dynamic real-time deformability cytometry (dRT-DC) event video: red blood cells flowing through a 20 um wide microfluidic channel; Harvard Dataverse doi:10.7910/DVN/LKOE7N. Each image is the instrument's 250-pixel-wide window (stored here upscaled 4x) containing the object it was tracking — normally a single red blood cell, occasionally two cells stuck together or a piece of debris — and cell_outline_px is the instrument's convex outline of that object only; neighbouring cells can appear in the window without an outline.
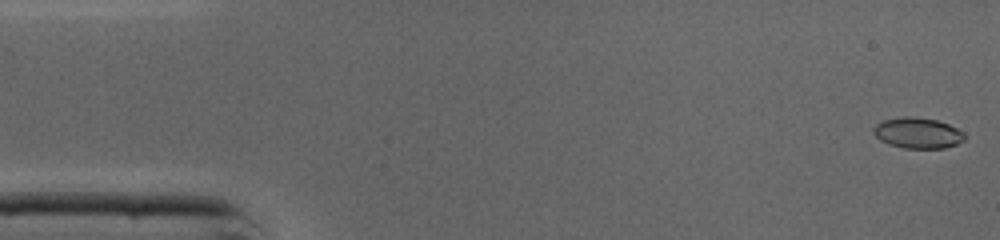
{"species": "common noctule bat (a hibernating species)", "species_latin": "Nyctalus noctula", "temperature_condition": "cold", "stored_images_in_passage": 45, "camera_frame_rate_fps": 3000, "um_per_image_px": 0.085, "animal": {"sex": "male", "body_mass_g": 19.0, "forearm_length_mm": 50.8}, "frame": {"image": 1, "passage_image": 1, "time_ms": 0.0, "image_size_px": [1000, 240], "cell_outline_px": [[964, 140], [956, 144], [944, 148], [904, 148], [888, 144], [880, 140], [872, 132], [872, 128], [876, 124], [884, 120], [904, 116], [912, 116], [936, 120], [948, 124], [964, 132]], "centroid_in_image_um": [77.98, 11.3], "position_along_channel_um": 7.0, "area_um2": 16.3}}
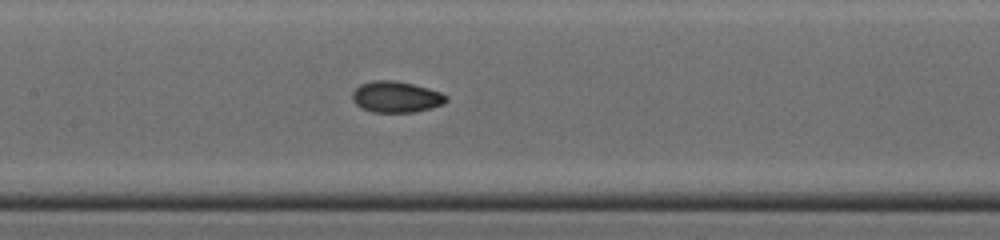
{"frame": {"image": 2, "passage_image": 21, "time_ms": 6.667, "image_size_px": [1000, 240], "cell_outline_px": [[448, 100], [444, 104], [432, 108], [416, 112], [372, 112], [360, 108], [352, 100], [352, 92], [360, 84], [372, 80], [392, 80], [412, 84], [428, 88], [440, 92], [448, 96]], "centroid_in_image_um": [33.67, 8.24], "position_along_channel_um": 173.7, "area_um2": 17.22}}
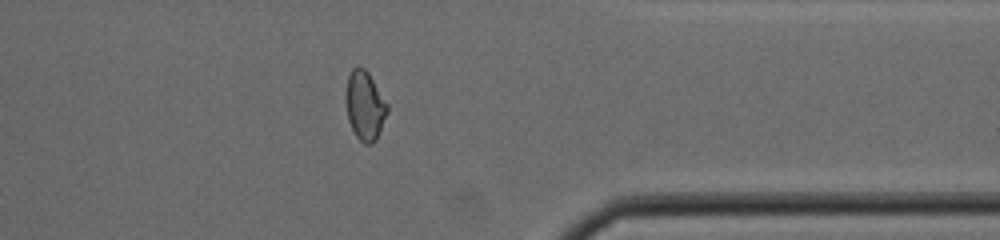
{"frame": {"image": 3, "passage_image": 36, "time_ms": 11.667, "image_size_px": [1000, 240], "cell_outline_px": [[388, 112], [376, 140], [372, 144], [364, 144], [356, 136], [348, 120], [348, 76], [352, 68], [356, 64], [364, 68], [368, 72], [388, 104]], "centroid_in_image_um": [31.05, 8.98], "position_along_channel_um": 380.3, "area_um2": 16.3}, "authors_computed_cell_mechanics": {"area_um2": 16.6464, "velocity_mm_per_s": 4.3945, "shape_relaxation_time_tau1_ms": null, "shape_relaxation_time_tau2_ms": 1.3971, "deformation_change_tau1": null, "deformation_change_tau2": 0.0494}}